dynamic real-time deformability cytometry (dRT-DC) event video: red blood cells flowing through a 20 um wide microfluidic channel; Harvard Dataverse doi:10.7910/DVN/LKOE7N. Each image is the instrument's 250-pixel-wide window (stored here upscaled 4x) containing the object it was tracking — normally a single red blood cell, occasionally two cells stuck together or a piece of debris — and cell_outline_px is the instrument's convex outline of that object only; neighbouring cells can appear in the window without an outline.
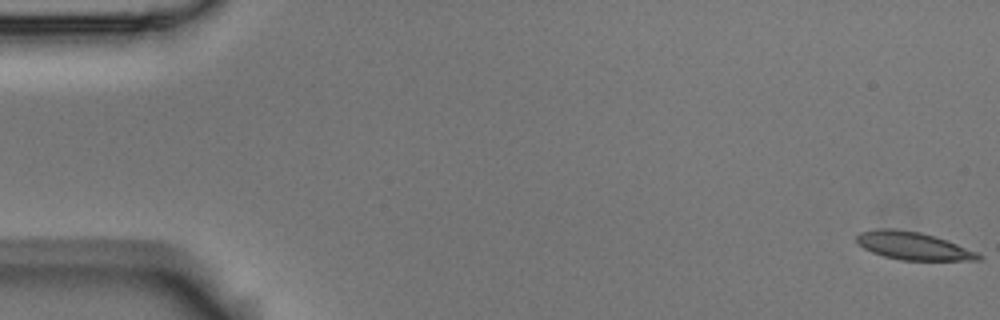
{"species": "Egyptian fruit bat (a non-hibernating species)", "species_latin": "Rousettus aegyptiacus", "temperature_condition": "room temperature", "stored_images_in_passage": 7, "camera_frame_rate_fps": 3000, "um_per_image_px": 0.085, "animal": {"sex": "male"}, "frame": {"image": 1, "passage_image": 1, "time_ms": 0.0, "image_size_px": [1000, 320], "cell_outline_px": [[984, 256], [980, 260], [900, 260], [884, 256], [872, 252], [864, 248], [856, 240], [856, 236], [860, 232], [876, 228], [896, 228], [920, 232], [980, 252]], "centroid_in_image_um": [77.62, 20.89], "position_along_channel_um": 7.4, "area_um2": 19.71}}
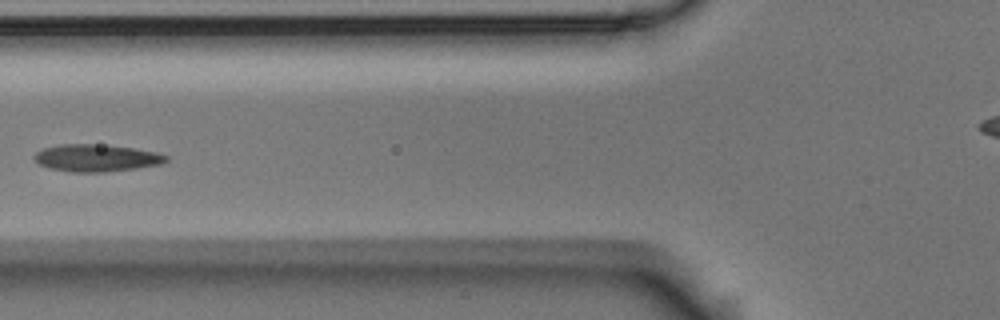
{"frame": {"image": 2, "passage_image": 6, "time_ms": 1.667, "image_size_px": [1000, 320], "cell_outline_px": [[168, 160], [160, 164], [136, 168], [104, 172], [68, 172], [48, 168], [40, 164], [32, 156], [36, 152], [44, 148], [60, 144], [96, 144], [132, 148], [156, 152], [168, 156]], "centroid_in_image_um": [8.16, 13.43], "position_along_channel_um": 117.6, "area_um2": 20.81}}
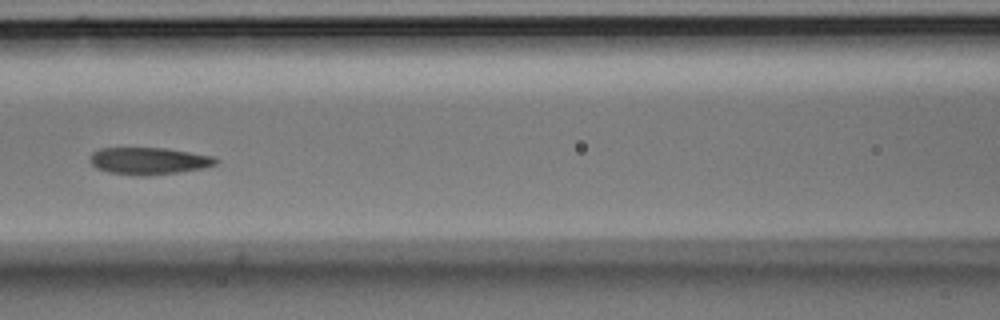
{"frame": {"image": 3, "passage_image": 7, "time_ms": 2.0, "image_size_px": [1000, 320], "cell_outline_px": [[220, 160], [216, 164], [204, 168], [148, 176], [140, 176], [108, 172], [96, 168], [88, 160], [88, 156], [92, 152], [100, 148], [164, 148], [212, 156]], "centroid_in_image_um": [12.6, 13.68], "position_along_channel_um": 154.0, "area_um2": 19.88}}